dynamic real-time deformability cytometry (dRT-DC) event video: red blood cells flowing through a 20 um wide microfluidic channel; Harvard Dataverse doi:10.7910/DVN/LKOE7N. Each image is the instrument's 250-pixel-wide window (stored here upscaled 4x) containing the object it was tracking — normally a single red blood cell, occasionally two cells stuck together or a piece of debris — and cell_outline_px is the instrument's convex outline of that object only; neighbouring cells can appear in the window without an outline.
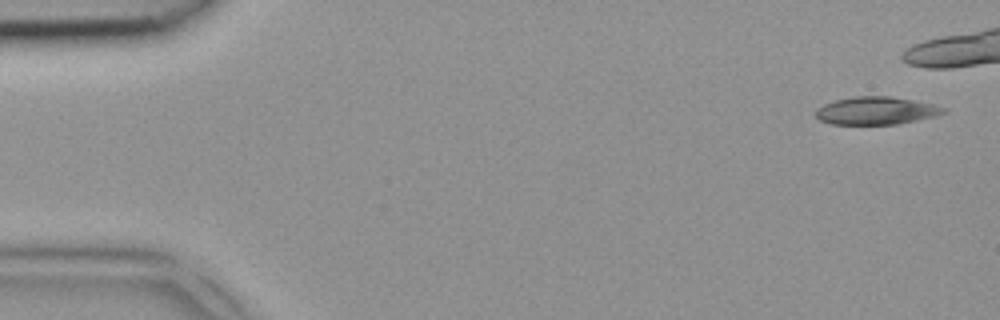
{"species": "common noctule bat (a hibernating species)", "species_latin": "Nyctalus noctula", "temperature_condition": "room temperature", "stored_images_in_passage": 3, "camera_frame_rate_fps": 3000, "um_per_image_px": 0.085, "animal": {"sex": "female", "body_mass_g": 18.4}, "frame": {"image": 1, "passage_image": 1, "time_ms": 0.0, "image_size_px": [1000, 320], "cell_outline_px": [[948, 112], [936, 116], [896, 124], [832, 124], [820, 120], [816, 116], [816, 108], [824, 104], [836, 100], [852, 96], [892, 96], [932, 104], [948, 108]], "centroid_in_image_um": [74.5, 9.4], "position_along_channel_um": 10.5, "area_um2": 20.69}}